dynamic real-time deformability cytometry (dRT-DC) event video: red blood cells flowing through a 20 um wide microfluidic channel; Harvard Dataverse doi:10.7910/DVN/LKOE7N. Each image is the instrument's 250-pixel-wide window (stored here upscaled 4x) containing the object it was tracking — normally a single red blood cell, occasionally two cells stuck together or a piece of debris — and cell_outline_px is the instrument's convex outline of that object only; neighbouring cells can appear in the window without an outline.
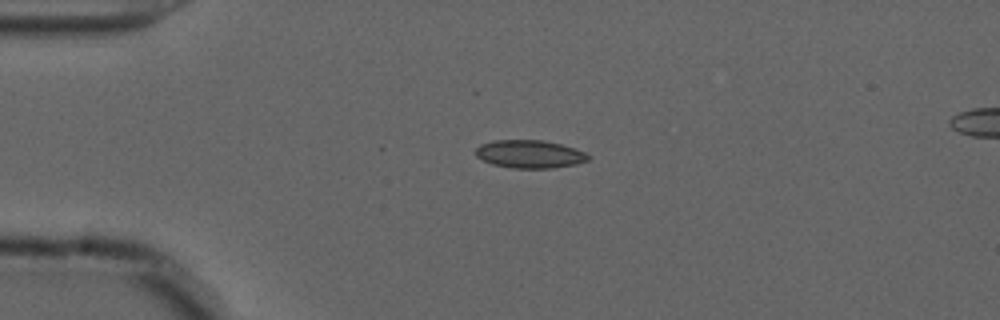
{"species": "common noctule bat (a hibernating species)", "species_latin": "Nyctalus noctula", "temperature_condition": "cold", "stored_images_in_passage": 43, "camera_frame_rate_fps": 3000, "um_per_image_px": 0.085, "animal": {"sex": "male", "forearm_length_mm": 52.5}, "frame": {"image": 1, "passage_image": 1, "time_ms": 0.0, "image_size_px": [1000, 320], "cell_outline_px": [[588, 160], [576, 164], [552, 168], [512, 168], [492, 164], [476, 156], [476, 148], [480, 144], [496, 140], [544, 140], [576, 148], [584, 152], [588, 156]], "centroid_in_image_um": [45.02, 13.09], "position_along_channel_um": 40.0, "area_um2": 18.26}}
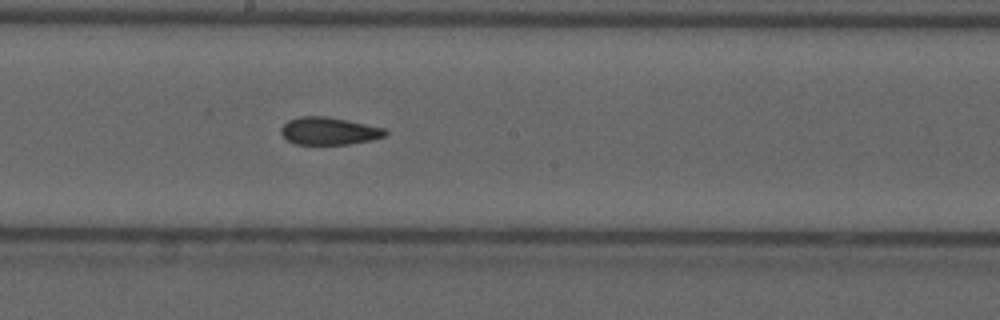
{"frame": {"image": 2, "passage_image": 18, "time_ms": 5.667, "image_size_px": [1000, 320], "cell_outline_px": [[388, 132], [384, 136], [372, 140], [348, 144], [296, 144], [288, 140], [280, 132], [280, 128], [288, 120], [300, 116], [328, 116], [348, 120], [384, 128]], "centroid_in_image_um": [27.95, 11.12], "position_along_channel_um": 220.2, "area_um2": 16.7}}
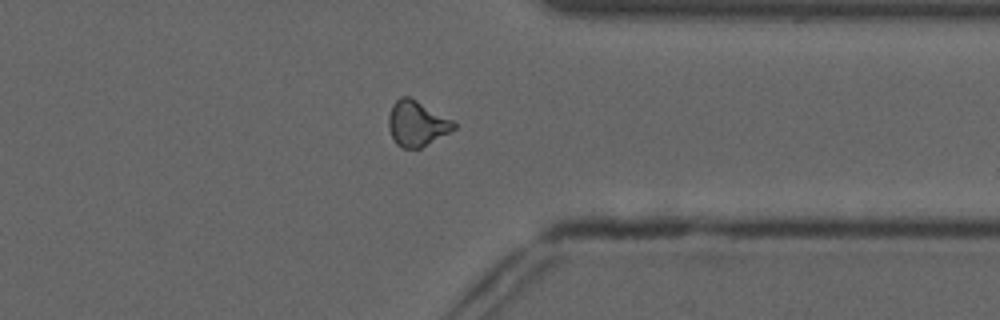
{"frame": {"image": 3, "passage_image": 31, "time_ms": 10.0, "image_size_px": [1000, 320], "cell_outline_px": [[456, 128], [420, 148], [400, 148], [396, 144], [388, 128], [388, 116], [392, 104], [400, 96], [408, 96], [416, 100], [452, 120], [456, 124]], "centroid_in_image_um": [35.38, 10.5], "position_along_channel_um": 376.0, "area_um2": 17.05}, "authors_computed_cell_mechanics": {"area_um2": 16.9932, "velocity_mm_per_s": 3.6964, "shape_relaxation_time_tau1_ms": null, "shape_relaxation_time_tau2_ms": 2.1694, "deformation_change_tau1": null, "deformation_change_tau2": 0.0855}}